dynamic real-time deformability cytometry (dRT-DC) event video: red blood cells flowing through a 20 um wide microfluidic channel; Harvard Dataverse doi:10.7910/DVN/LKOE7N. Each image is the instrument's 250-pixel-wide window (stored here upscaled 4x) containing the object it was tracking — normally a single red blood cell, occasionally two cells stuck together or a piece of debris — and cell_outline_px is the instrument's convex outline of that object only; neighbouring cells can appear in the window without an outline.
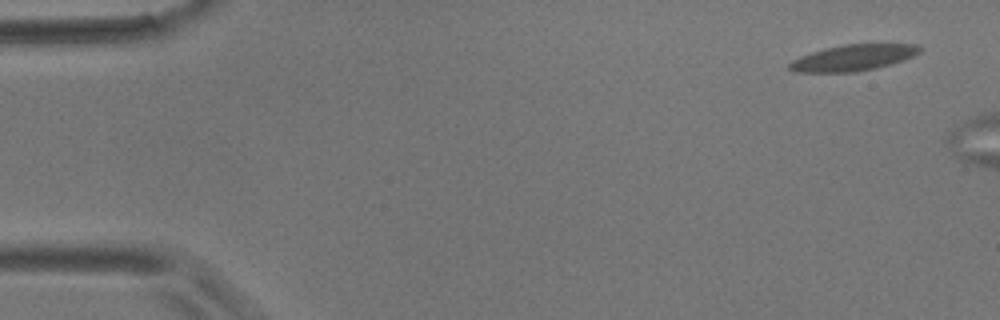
{"species": "common noctule bat (a hibernating species)", "species_latin": "Nyctalus noctula", "temperature_condition": "room temperature", "stored_images_in_passage": 3, "camera_frame_rate_fps": 3000, "um_per_image_px": 0.085, "animal": {"sex": "male", "body_mass_g": 17.9}, "frame": {"image": 1, "passage_image": 1, "time_ms": 0.0, "image_size_px": [1000, 320], "cell_outline_px": [[924, 48], [920, 52], [904, 60], [892, 64], [876, 68], [856, 72], [796, 72], [788, 68], [788, 64], [792, 60], [800, 56], [824, 48], [844, 44], [920, 44]], "centroid_in_image_um": [72.55, 4.9], "position_along_channel_um": 12.5, "area_um2": 20.0}}